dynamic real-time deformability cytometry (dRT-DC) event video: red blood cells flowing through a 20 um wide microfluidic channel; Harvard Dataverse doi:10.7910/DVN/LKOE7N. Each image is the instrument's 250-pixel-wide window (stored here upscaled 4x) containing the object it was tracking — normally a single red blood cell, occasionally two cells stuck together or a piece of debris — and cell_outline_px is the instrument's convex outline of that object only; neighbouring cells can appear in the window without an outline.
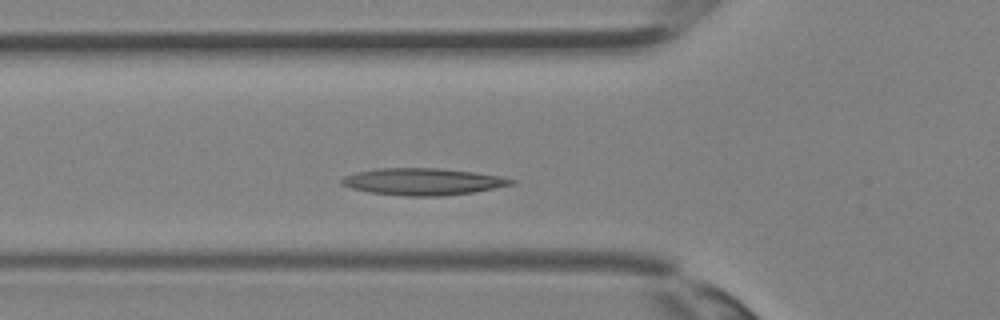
{"species": "Egyptian fruit bat (a non-hibernating species)", "species_latin": "Rousettus aegyptiacus", "temperature_condition": "room temperature", "stored_images_in_passage": 32, "camera_frame_rate_fps": 3000, "um_per_image_px": 0.085, "animal": {"sex": "female"}, "frame": {"image": 1, "passage_image": 8, "time_ms": 2.333, "image_size_px": [1000, 320], "cell_outline_px": [[516, 184], [472, 192], [444, 196], [404, 196], [368, 192], [352, 188], [340, 184], [340, 180], [344, 176], [356, 172], [376, 168], [440, 168], [476, 172], [500, 176], [516, 180]], "centroid_in_image_um": [35.94, 15.43], "position_along_channel_um": 89.9, "area_um2": 26.76}}
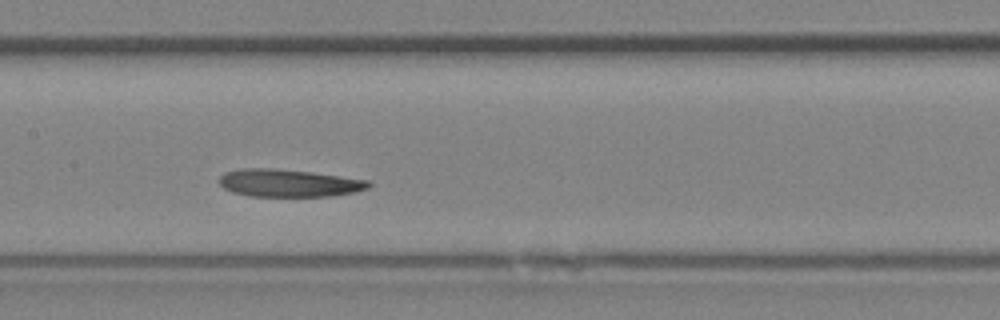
{"frame": {"image": 2, "passage_image": 13, "time_ms": 4.0, "image_size_px": [1000, 320], "cell_outline_px": [[372, 184], [368, 188], [356, 192], [332, 196], [248, 196], [232, 192], [224, 188], [216, 180], [224, 172], [240, 168], [272, 168], [312, 172], [368, 180]], "centroid_in_image_um": [24.51, 15.55], "position_along_channel_um": 182.9, "area_um2": 24.22}}
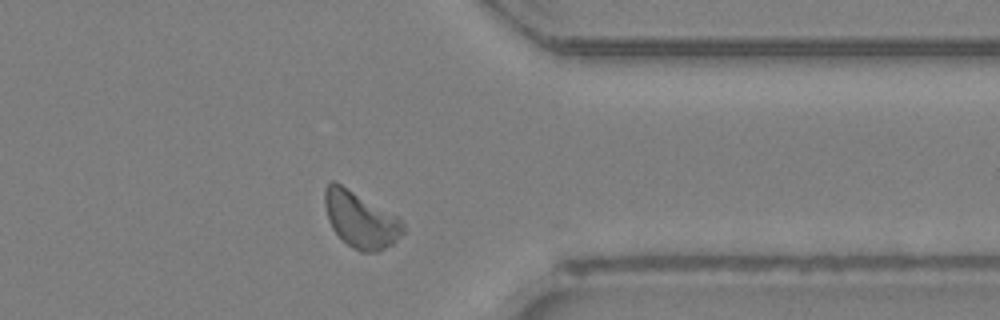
{"frame": {"image": 3, "passage_image": 24, "time_ms": 7.667, "image_size_px": [1000, 320], "cell_outline_px": [[404, 232], [392, 244], [376, 252], [360, 252], [352, 248], [332, 228], [328, 220], [324, 204], [324, 188], [332, 180], [336, 180], [404, 220]], "centroid_in_image_um": [30.64, 18.64], "position_along_channel_um": 380.8, "area_um2": 25.78}}